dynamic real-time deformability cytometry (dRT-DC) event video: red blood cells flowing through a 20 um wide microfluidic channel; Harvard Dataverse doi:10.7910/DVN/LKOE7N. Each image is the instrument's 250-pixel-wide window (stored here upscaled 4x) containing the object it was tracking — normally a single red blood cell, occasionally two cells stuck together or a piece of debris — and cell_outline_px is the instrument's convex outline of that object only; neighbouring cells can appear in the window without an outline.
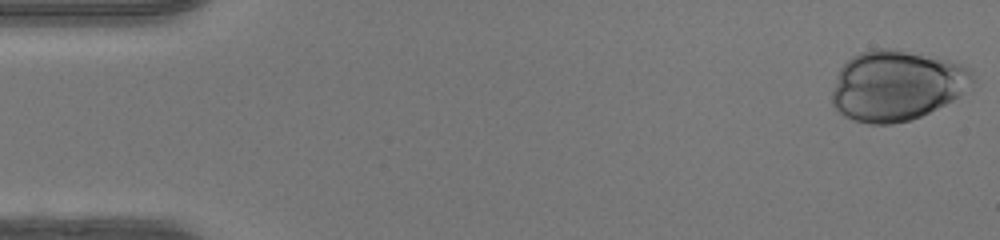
{"species": "human", "species_latin": "Homo sapiens", "temperature_condition": "warm", "stored_images_in_passage": 39, "camera_frame_rate_fps": 3000, "um_per_image_px": 0.085, "donor": {"sex": "female"}, "frame": {"image": 1, "passage_image": 1, "time_ms": 0.0, "image_size_px": [1000, 240], "cell_outline_px": [[976, 80], [960, 96], [912, 120], [892, 124], [868, 124], [852, 120], [844, 116], [832, 104], [832, 88], [836, 76], [840, 68], [852, 56], [860, 52], [876, 48], [896, 48], [948, 60], [972, 68]], "centroid_in_image_um": [76.21, 7.26], "position_along_channel_um": 8.8, "area_um2": 58.03}}
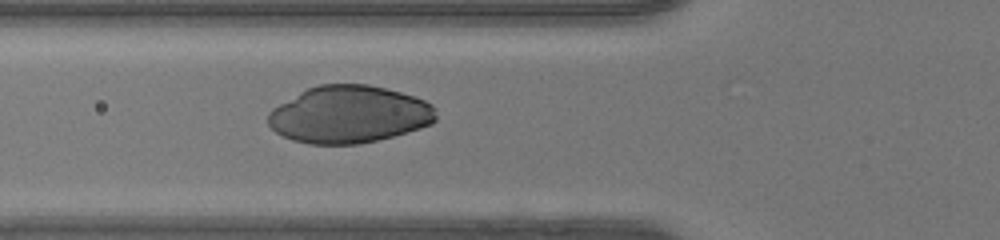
{"frame": {"image": 2, "passage_image": 17, "time_ms": 5.333, "image_size_px": [1000, 240], "cell_outline_px": [[436, 120], [432, 124], [420, 128], [392, 136], [360, 144], [308, 144], [292, 140], [276, 132], [268, 124], [268, 112], [272, 108], [300, 92], [308, 88], [320, 84], [368, 84], [400, 92], [424, 100], [432, 104], [436, 108]], "centroid_in_image_um": [29.67, 9.73], "position_along_channel_um": 96.1, "area_um2": 56.01}}
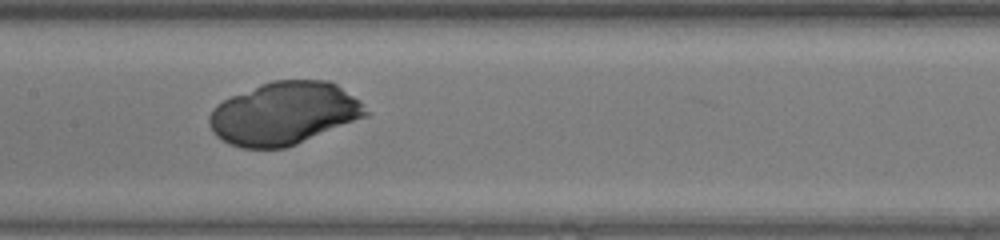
{"frame": {"image": 3, "passage_image": 23, "time_ms": 7.333, "image_size_px": [1000, 240], "cell_outline_px": [[372, 112], [368, 116], [296, 144], [284, 148], [240, 148], [228, 144], [216, 136], [212, 132], [208, 120], [208, 116], [212, 108], [216, 104], [232, 96], [260, 84], [272, 80], [328, 80], [336, 84], [360, 100]], "centroid_in_image_um": [24.15, 9.64], "position_along_channel_um": 183.3, "area_um2": 57.51}}